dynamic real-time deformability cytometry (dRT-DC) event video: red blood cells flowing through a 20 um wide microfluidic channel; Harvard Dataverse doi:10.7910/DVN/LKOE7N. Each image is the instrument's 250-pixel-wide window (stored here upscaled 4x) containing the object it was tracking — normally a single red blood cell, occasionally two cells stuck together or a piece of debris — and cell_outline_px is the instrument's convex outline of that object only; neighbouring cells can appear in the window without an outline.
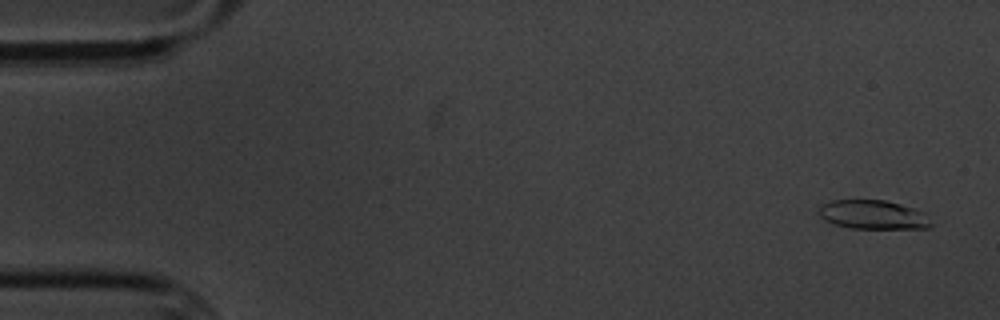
{"species": "common noctule bat (a hibernating species)", "species_latin": "Nyctalus noctula", "temperature_condition": "cold", "stored_images_in_passage": 11, "camera_frame_rate_fps": 3000, "um_per_image_px": 0.085, "animal": {"sex": "male", "body_mass_g": 20.1, "forearm_length_mm": 53.5}, "frame": {"image": 1, "passage_image": 1, "time_ms": 0.0, "image_size_px": [1000, 320], "cell_outline_px": [[932, 224], [928, 228], [852, 228], [836, 224], [824, 220], [816, 212], [820, 204], [832, 200], [884, 200], [900, 204], [924, 212]], "centroid_in_image_um": [74.16, 18.24], "position_along_channel_um": 10.8, "area_um2": 18.9}}
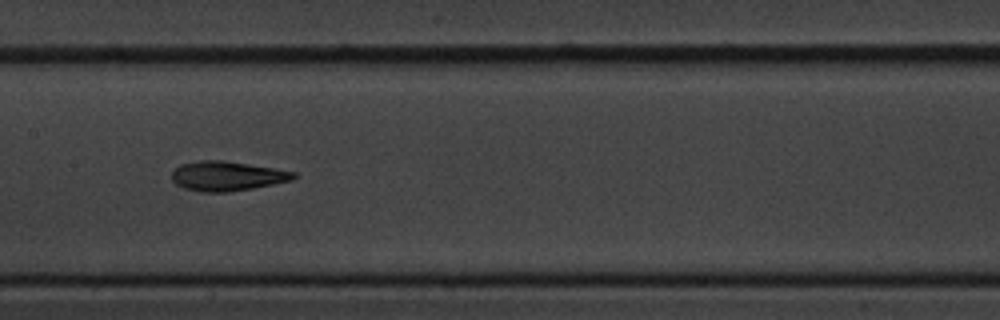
{"frame": {"image": 2, "passage_image": 8, "time_ms": 8.667, "image_size_px": [1000, 320], "cell_outline_px": [[296, 176], [292, 180], [252, 188], [228, 192], [200, 192], [184, 188], [176, 184], [172, 180], [172, 172], [180, 164], [200, 160], [220, 160], [248, 164], [296, 172]], "centroid_in_image_um": [19.26, 14.97], "position_along_channel_um": 188.1, "area_um2": 20.81}}
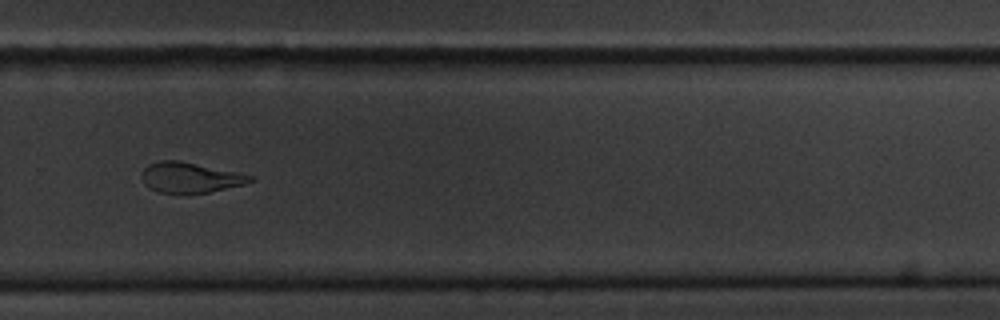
{"frame": {"image": 3, "passage_image": 11, "time_ms": 12.333, "image_size_px": [1000, 320], "cell_outline_px": [[256, 180], [244, 184], [208, 192], [156, 192], [148, 188], [144, 184], [140, 176], [140, 172], [148, 164], [160, 160], [180, 160], [244, 172], [256, 176]], "centroid_in_image_um": [16.2, 15.05], "position_along_channel_um": 313.6, "area_um2": 19.65}}